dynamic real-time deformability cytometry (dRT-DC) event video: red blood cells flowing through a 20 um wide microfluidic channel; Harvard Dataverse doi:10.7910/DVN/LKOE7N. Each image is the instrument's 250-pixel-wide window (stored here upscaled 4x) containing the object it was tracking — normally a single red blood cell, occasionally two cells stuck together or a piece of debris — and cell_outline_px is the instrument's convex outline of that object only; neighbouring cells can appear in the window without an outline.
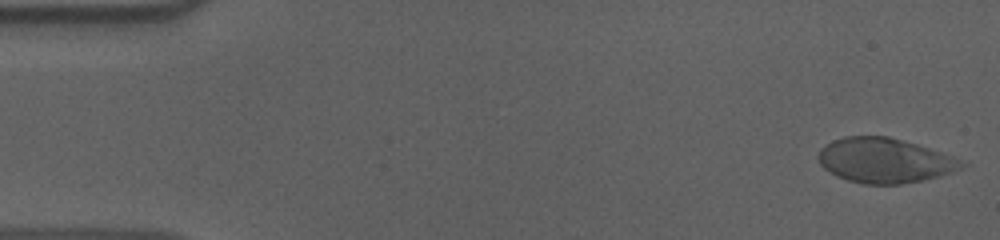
{"species": "human", "species_latin": "Homo sapiens", "temperature_condition": "cold", "stored_images_in_passage": 55, "camera_frame_rate_fps": 3000, "um_per_image_px": 0.085, "donor": {"sex": "male"}, "frame": {"image": 1, "passage_image": 1, "time_ms": 0.0, "image_size_px": [1000, 240], "cell_outline_px": [[968, 164], [952, 172], [940, 176], [924, 180], [900, 184], [864, 184], [848, 180], [836, 176], [824, 168], [820, 164], [816, 156], [820, 148], [832, 140], [844, 136], [888, 136], [916, 144], [952, 156]], "centroid_in_image_um": [75.15, 13.64], "position_along_channel_um": 9.9, "area_um2": 37.4}}
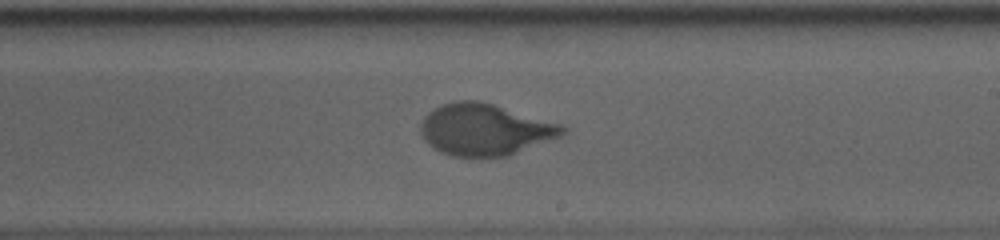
{"frame": {"image": 2, "passage_image": 32, "time_ms": 10.333, "image_size_px": [1000, 240], "cell_outline_px": [[568, 132], [564, 136], [508, 156], [452, 156], [440, 152], [432, 148], [424, 140], [420, 132], [420, 124], [424, 116], [428, 112], [440, 104], [456, 100], [480, 100], [560, 124], [568, 128]], "centroid_in_image_um": [41.22, 11.01], "position_along_channel_um": 247.8, "area_um2": 43.06}}
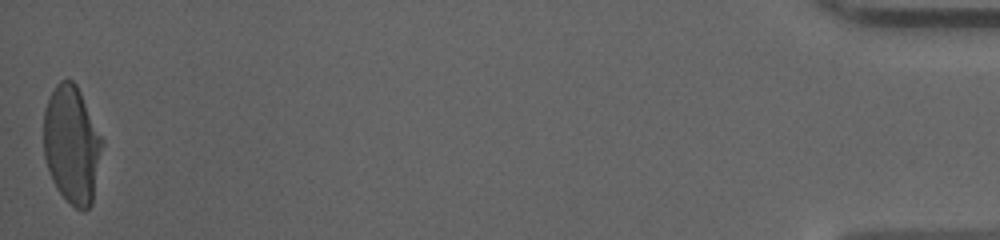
{"frame": {"image": 3, "passage_image": 55, "time_ms": 18.0, "image_size_px": [1000, 240], "cell_outline_px": [[104, 140], [92, 204], [84, 212], [76, 208], [56, 188], [52, 180], [44, 156], [44, 108], [56, 84], [60, 80], [72, 80], [76, 84]], "centroid_in_image_um": [6.12, 12.3], "position_along_channel_um": 429.1, "area_um2": 40.06}, "authors_computed_cell_mechanics": {"area_um2": 41.5004, "velocity_mm_per_s": 3.6161, "shape_relaxation_time_tau1_ms": 4.7245, "shape_relaxation_time_tau2_ms": null, "deformation_change_tau1": 0.1973, "deformation_change_tau2": null}}